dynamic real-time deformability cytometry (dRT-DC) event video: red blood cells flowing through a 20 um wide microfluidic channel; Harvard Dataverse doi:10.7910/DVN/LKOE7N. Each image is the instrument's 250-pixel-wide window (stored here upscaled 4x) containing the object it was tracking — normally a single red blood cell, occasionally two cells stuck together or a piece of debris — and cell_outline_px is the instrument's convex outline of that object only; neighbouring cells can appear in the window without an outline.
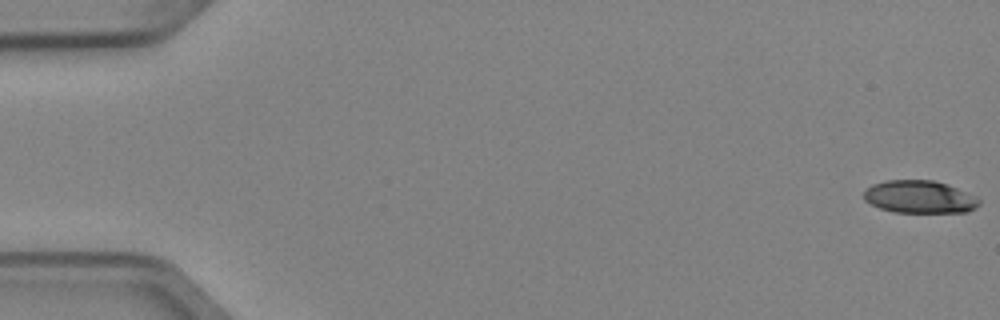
{"species": "Egyptian fruit bat (a non-hibernating species)", "species_latin": "Rousettus aegyptiacus", "temperature_condition": "cold", "stored_images_in_passage": 5, "camera_frame_rate_fps": 3000, "um_per_image_px": 0.085, "animal": {"sex": "female"}, "frame": {"image": 1, "passage_image": 1, "time_ms": 0.0, "image_size_px": [1000, 320], "cell_outline_px": [[980, 204], [976, 208], [968, 212], [892, 212], [880, 208], [864, 200], [864, 192], [872, 184], [888, 180], [932, 180], [948, 184], [976, 196], [980, 200]], "centroid_in_image_um": [78.19, 16.74], "position_along_channel_um": 6.8, "area_um2": 21.96}}
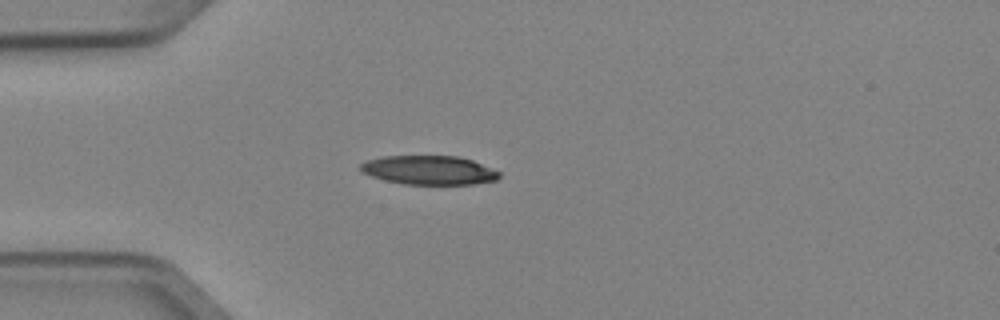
{"frame": {"image": 2, "passage_image": 4, "time_ms": 1.0, "image_size_px": [1000, 320], "cell_outline_px": [[500, 176], [496, 180], [472, 184], [404, 184], [384, 180], [360, 172], [360, 164], [368, 160], [384, 156], [456, 156], [472, 160], [500, 172]], "centroid_in_image_um": [36.45, 14.46], "position_along_channel_um": 48.6, "area_um2": 23.29}}